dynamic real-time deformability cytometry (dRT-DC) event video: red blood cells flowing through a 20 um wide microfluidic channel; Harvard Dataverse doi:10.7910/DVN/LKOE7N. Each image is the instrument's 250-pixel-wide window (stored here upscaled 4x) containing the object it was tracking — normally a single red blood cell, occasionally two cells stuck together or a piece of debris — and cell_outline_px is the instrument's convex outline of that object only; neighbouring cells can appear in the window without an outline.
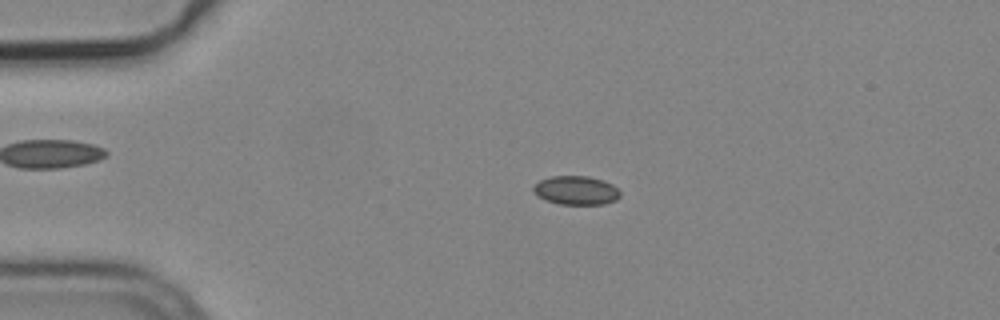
{"species": "common noctule bat (a hibernating species)", "species_latin": "Nyctalus noctula", "temperature_condition": "cold", "stored_images_in_passage": 5, "camera_frame_rate_fps": 3000, "um_per_image_px": 0.085, "animal": {"sex": "male", "body_mass_g": 19.2, "forearm_length_mm": 51.8}, "frame": {"image": 1, "passage_image": 3, "time_ms": 0.667, "image_size_px": [1000, 320], "cell_outline_px": [[620, 196], [616, 200], [604, 204], [560, 204], [548, 200], [540, 196], [532, 188], [540, 180], [552, 176], [588, 176], [604, 180], [612, 184], [620, 192]], "centroid_in_image_um": [49.02, 16.17], "position_along_channel_um": 36.0, "area_um2": 14.33}}